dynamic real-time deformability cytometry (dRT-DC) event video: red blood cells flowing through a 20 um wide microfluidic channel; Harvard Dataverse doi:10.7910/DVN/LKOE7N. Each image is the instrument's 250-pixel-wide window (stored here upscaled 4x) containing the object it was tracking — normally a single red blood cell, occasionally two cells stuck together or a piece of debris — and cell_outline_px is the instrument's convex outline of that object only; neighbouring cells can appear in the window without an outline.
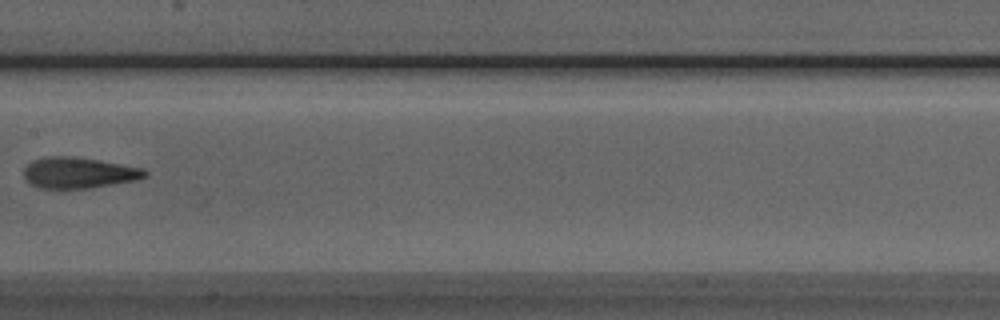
{"species": "Egyptian fruit bat (a non-hibernating species)", "species_latin": "Rousettus aegyptiacus", "temperature_condition": "room temperature", "stored_images_in_passage": 8, "camera_frame_rate_fps": 3000, "um_per_image_px": 0.085, "animal": {"sex": "male"}, "frame": {"image": 1, "passage_image": 7, "time_ms": 8.0, "image_size_px": [1000, 320], "cell_outline_px": [[148, 176], [140, 180], [92, 188], [40, 188], [28, 184], [24, 180], [24, 168], [32, 160], [44, 156], [72, 156], [100, 160], [144, 168], [148, 172]], "centroid_in_image_um": [6.71, 14.69], "position_along_channel_um": 200.7, "area_um2": 22.37}}
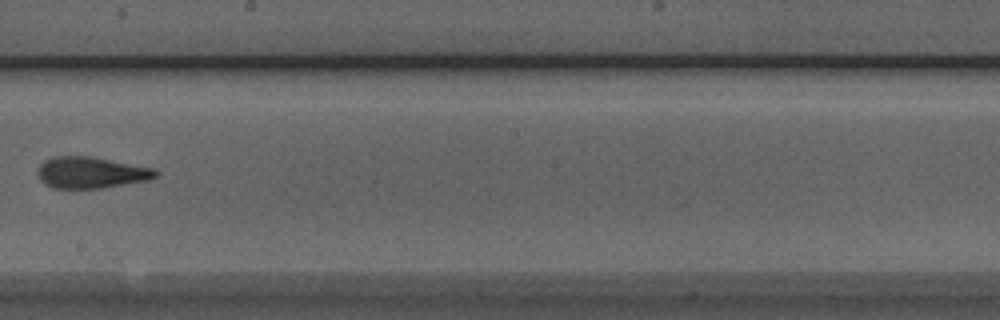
{"frame": {"image": 2, "passage_image": 8, "time_ms": 9.0, "image_size_px": [1000, 320], "cell_outline_px": [[160, 172], [156, 176], [148, 180], [100, 188], [52, 188], [44, 184], [40, 180], [36, 172], [40, 164], [44, 160], [56, 156], [92, 156], [156, 168]], "centroid_in_image_um": [7.73, 14.66], "position_along_channel_um": 240.5, "area_um2": 21.79}}